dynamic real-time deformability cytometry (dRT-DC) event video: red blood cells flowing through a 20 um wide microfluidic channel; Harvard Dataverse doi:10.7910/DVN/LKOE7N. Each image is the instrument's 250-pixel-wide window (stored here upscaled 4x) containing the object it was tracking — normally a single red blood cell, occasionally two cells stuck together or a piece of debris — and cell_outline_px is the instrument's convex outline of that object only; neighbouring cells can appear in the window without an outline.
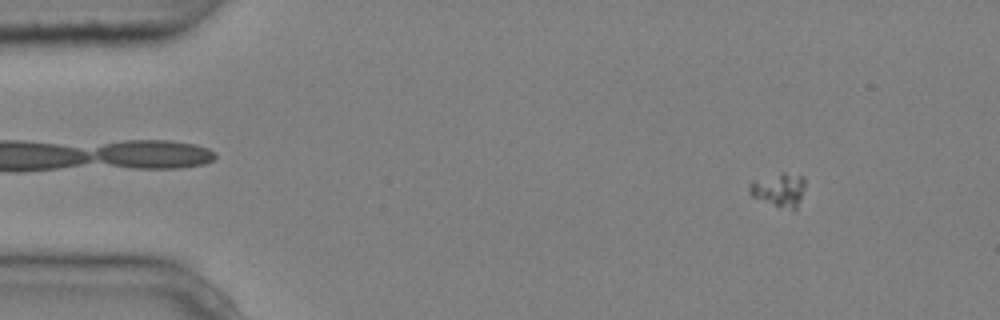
{"species": "common noctule bat (a hibernating species)", "species_latin": "Nyctalus noctula", "temperature_condition": "cold", "stored_images_in_passage": 5, "camera_frame_rate_fps": 3000, "um_per_image_px": 0.085, "animal": {"sex": "male", "body_mass_g": 20.4}, "frame": {"image": 1, "passage_image": 2, "time_ms": 0.333, "image_size_px": [1000, 320], "cell_outline_px": [[804, 188], [796, 208], [792, 208], [776, 204], [752, 196], [748, 192], [748, 184], [752, 180], [780, 172], [784, 172], [800, 176], [804, 180]], "centroid_in_image_um": [66.16, 16.06], "position_along_channel_um": 18.8, "area_um2": 10.46}}
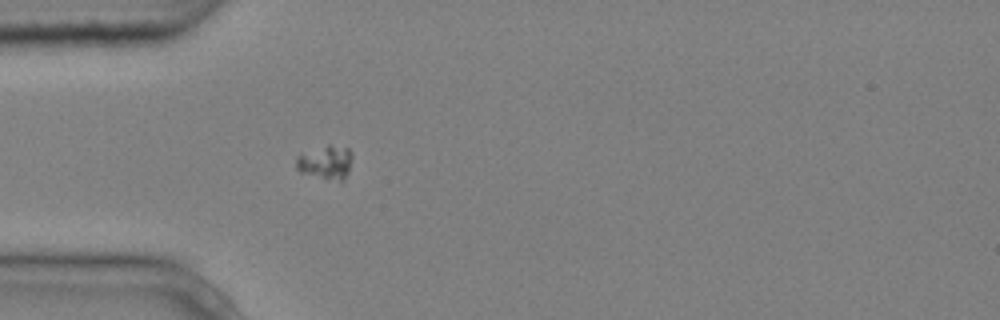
{"frame": {"image": 2, "passage_image": 5, "time_ms": 1.333, "image_size_px": [1000, 320], "cell_outline_px": [[352, 156], [348, 172], [344, 180], [340, 180], [300, 172], [296, 168], [296, 156], [300, 152], [328, 144], [348, 148], [352, 152]], "centroid_in_image_um": [27.66, 13.74], "position_along_channel_um": 57.3, "area_um2": 10.98}}